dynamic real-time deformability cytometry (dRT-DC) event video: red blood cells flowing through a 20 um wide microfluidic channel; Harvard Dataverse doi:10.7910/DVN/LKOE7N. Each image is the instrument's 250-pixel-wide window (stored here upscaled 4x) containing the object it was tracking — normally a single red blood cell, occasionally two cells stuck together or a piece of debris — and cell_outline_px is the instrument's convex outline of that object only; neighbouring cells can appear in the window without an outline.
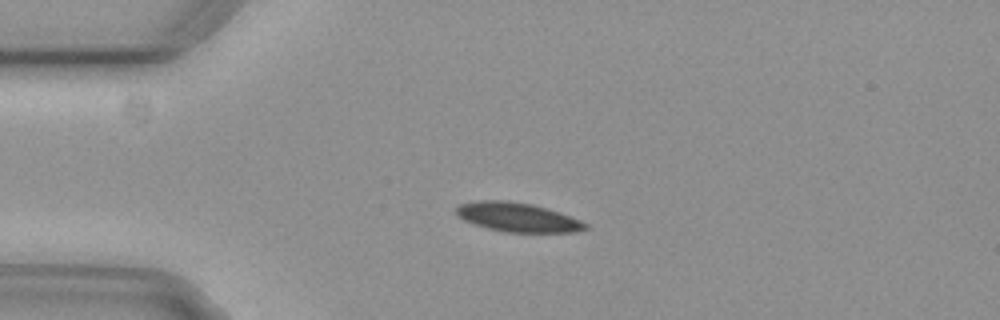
{"species": "common noctule bat (a hibernating species)", "species_latin": "Nyctalus noctula", "temperature_condition": "cold", "stored_images_in_passage": 3, "camera_frame_rate_fps": 3000, "um_per_image_px": 0.085, "animal": {"sex": "female", "body_mass_g": 29.2, "forearm_length_mm": 56.3}, "frame": {"image": 1, "passage_image": 3, "time_ms": 0.667, "image_size_px": [1000, 320], "cell_outline_px": [[588, 228], [576, 232], [504, 232], [488, 228], [464, 220], [456, 212], [456, 208], [460, 204], [476, 200], [508, 200], [532, 204], [560, 212], [580, 220], [588, 224]], "centroid_in_image_um": [44.02, 18.46], "position_along_channel_um": 41.0, "area_um2": 21.85}}